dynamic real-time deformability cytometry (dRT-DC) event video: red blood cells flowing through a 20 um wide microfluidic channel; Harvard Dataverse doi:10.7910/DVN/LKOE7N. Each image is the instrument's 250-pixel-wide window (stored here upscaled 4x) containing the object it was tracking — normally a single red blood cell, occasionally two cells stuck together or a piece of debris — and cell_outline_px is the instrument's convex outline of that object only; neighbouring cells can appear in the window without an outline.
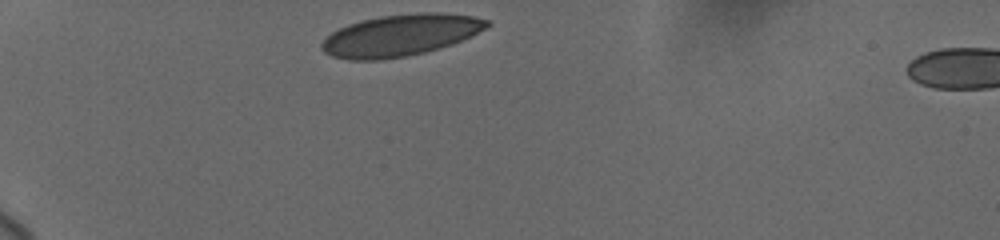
{"species": "human", "species_latin": "Homo sapiens", "temperature_condition": "cold", "stored_images_in_passage": 30, "camera_frame_rate_fps": 3000, "um_per_image_px": 0.085, "donor": {"sex": "female"}, "frame": {"image": 1, "passage_image": 1, "time_ms": 0.0, "image_size_px": [1000, 240], "cell_outline_px": [[492, 24], [452, 44], [424, 52], [404, 56], [380, 60], [352, 60], [332, 56], [324, 52], [320, 48], [320, 44], [332, 32], [348, 24], [380, 16], [416, 12], [440, 12], [472, 16], [488, 20]], "centroid_in_image_um": [34.0, 2.99], "position_along_channel_um": 51.0, "area_um2": 39.65}}
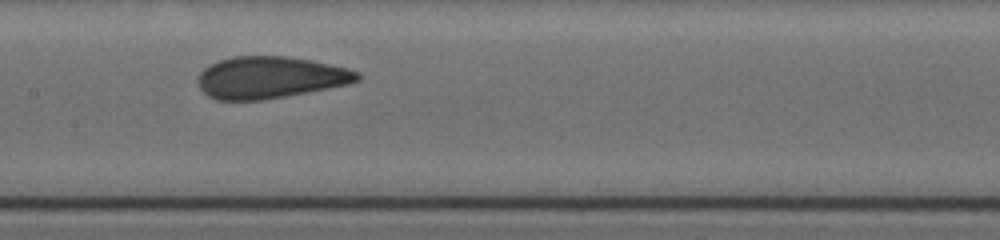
{"frame": {"image": 2, "passage_image": 19, "time_ms": 4.667, "image_size_px": [1000, 240], "cell_outline_px": [[364, 76], [360, 80], [348, 84], [328, 88], [264, 100], [216, 100], [208, 96], [200, 88], [196, 80], [196, 76], [204, 68], [220, 60], [232, 56], [288, 56], [312, 60], [348, 68], [360, 72]], "centroid_in_image_um": [22.97, 6.58], "position_along_channel_um": 184.4, "area_um2": 39.19}}
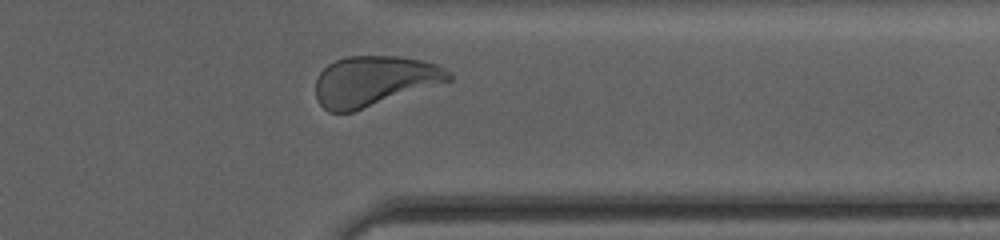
{"frame": {"image": 3, "passage_image": 29, "time_ms": 10.0, "image_size_px": [1000, 240], "cell_outline_px": [[452, 80], [352, 112], [328, 112], [316, 100], [316, 80], [320, 72], [328, 64], [336, 60], [348, 56], [400, 56], [420, 60], [436, 64], [444, 68], [452, 76]], "centroid_in_image_um": [31.78, 6.88], "position_along_channel_um": 379.6, "area_um2": 38.67}, "authors_computed_cell_mechanics": {"area_um2": 39.5641, "velocity_mm_per_s": 3.6775, "shape_relaxation_time_tau1_ms": 5.786, "shape_relaxation_time_tau2_ms": 0.7933, "deformation_change_tau1": 0.1342, "deformation_change_tau2": 0.0401}}